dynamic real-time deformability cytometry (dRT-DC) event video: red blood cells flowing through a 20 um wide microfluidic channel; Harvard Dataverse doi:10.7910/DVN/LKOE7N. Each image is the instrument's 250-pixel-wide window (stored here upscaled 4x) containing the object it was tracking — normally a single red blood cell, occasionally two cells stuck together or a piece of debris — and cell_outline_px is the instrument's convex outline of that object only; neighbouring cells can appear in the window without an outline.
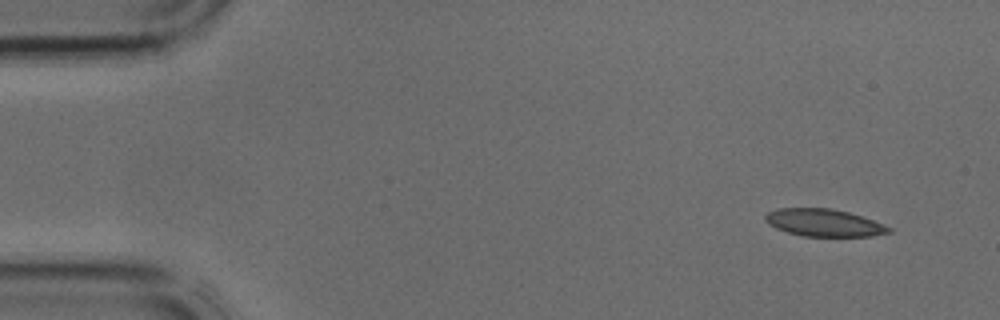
{"species": "common noctule bat (a hibernating species)", "species_latin": "Nyctalus noctula", "temperature_condition": "cold", "stored_images_in_passage": 4, "camera_frame_rate_fps": 3000, "um_per_image_px": 0.085, "animal": {"sex": "male", "body_mass_g": 17.9, "forearm_length_mm": 54.2}, "frame": {"image": 1, "passage_image": 1, "time_ms": 0.0, "image_size_px": [1000, 320], "cell_outline_px": [[892, 232], [872, 236], [804, 236], [788, 232], [776, 228], [768, 224], [764, 220], [764, 216], [768, 212], [776, 208], [832, 208], [848, 212], [884, 224], [892, 228]], "centroid_in_image_um": [70.02, 18.93], "position_along_channel_um": 15.0, "area_um2": 19.71}}
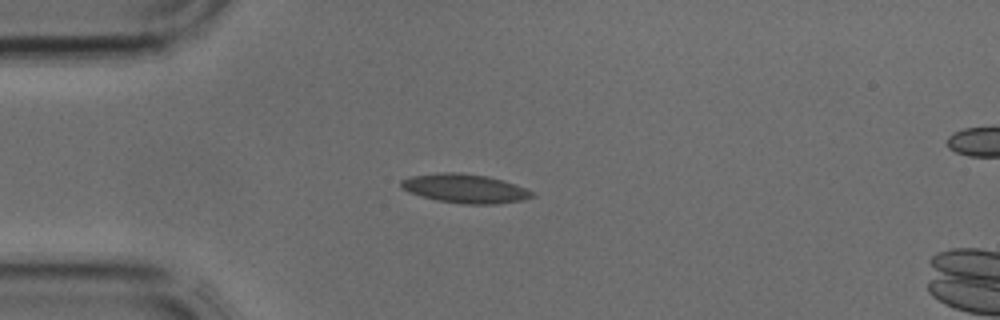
{"frame": {"image": 2, "passage_image": 3, "time_ms": 0.667, "image_size_px": [1000, 320], "cell_outline_px": [[536, 196], [524, 200], [496, 204], [464, 204], [436, 200], [408, 192], [400, 188], [400, 180], [412, 176], [444, 172], [460, 172], [488, 176], [504, 180], [536, 192]], "centroid_in_image_um": [39.56, 16.02], "position_along_channel_um": 45.4, "area_um2": 22.37}}